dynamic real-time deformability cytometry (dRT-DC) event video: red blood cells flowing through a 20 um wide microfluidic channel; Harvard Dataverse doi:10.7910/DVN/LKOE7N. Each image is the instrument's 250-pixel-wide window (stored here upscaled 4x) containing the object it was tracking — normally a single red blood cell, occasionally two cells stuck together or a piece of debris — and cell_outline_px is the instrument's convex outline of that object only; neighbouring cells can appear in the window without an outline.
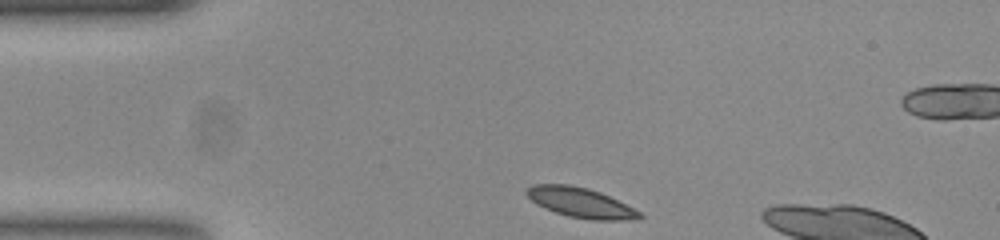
{"species": "common noctule bat (a hibernating species)", "species_latin": "Nyctalus noctula", "temperature_condition": "room temperature", "stored_images_in_passage": 34, "camera_frame_rate_fps": 3000, "um_per_image_px": 0.085, "animal": {"sex": "female", "body_mass_g": 23.0, "forearm_length_mm": 53.4}, "frame": {"image": 1, "passage_image": 1, "time_ms": 0.0, "image_size_px": [1000, 240], "cell_outline_px": [[644, 216], [636, 220], [592, 220], [568, 216], [544, 208], [536, 204], [524, 192], [532, 184], [568, 184], [588, 188], [600, 192], [640, 212]], "centroid_in_image_um": [49.33, 17.22], "position_along_channel_um": 35.7, "area_um2": 19.54}}
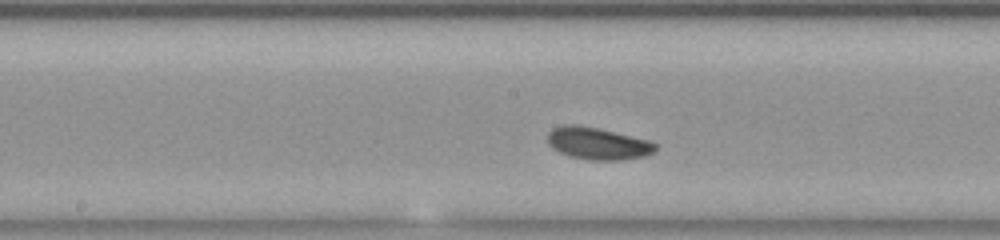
{"frame": {"image": 2, "passage_image": 17, "time_ms": 5.333, "image_size_px": [1000, 240], "cell_outline_px": [[656, 148], [652, 152], [644, 156], [624, 160], [592, 160], [568, 156], [552, 148], [548, 144], [548, 132], [552, 128], [564, 124], [576, 124], [596, 128], [648, 140], [656, 144]], "centroid_in_image_um": [50.76, 12.2], "position_along_channel_um": 197.4, "area_um2": 20.06}}
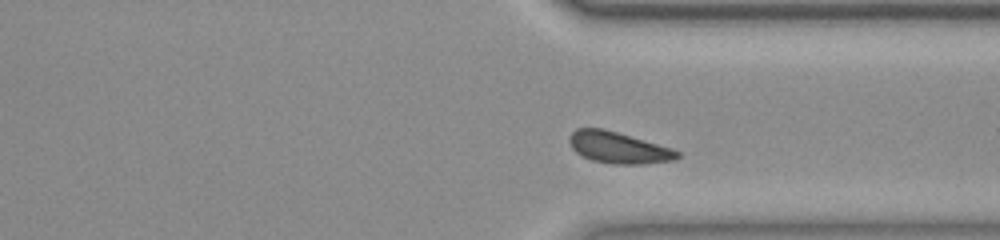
{"frame": {"image": 3, "passage_image": 30, "time_ms": 9.667, "image_size_px": [1000, 240], "cell_outline_px": [[680, 156], [676, 160], [644, 164], [612, 164], [592, 160], [576, 152], [572, 148], [568, 140], [572, 132], [576, 128], [604, 128], [672, 148], [680, 152]], "centroid_in_image_um": [52.58, 12.55], "position_along_channel_um": 358.8, "area_um2": 19.83}}